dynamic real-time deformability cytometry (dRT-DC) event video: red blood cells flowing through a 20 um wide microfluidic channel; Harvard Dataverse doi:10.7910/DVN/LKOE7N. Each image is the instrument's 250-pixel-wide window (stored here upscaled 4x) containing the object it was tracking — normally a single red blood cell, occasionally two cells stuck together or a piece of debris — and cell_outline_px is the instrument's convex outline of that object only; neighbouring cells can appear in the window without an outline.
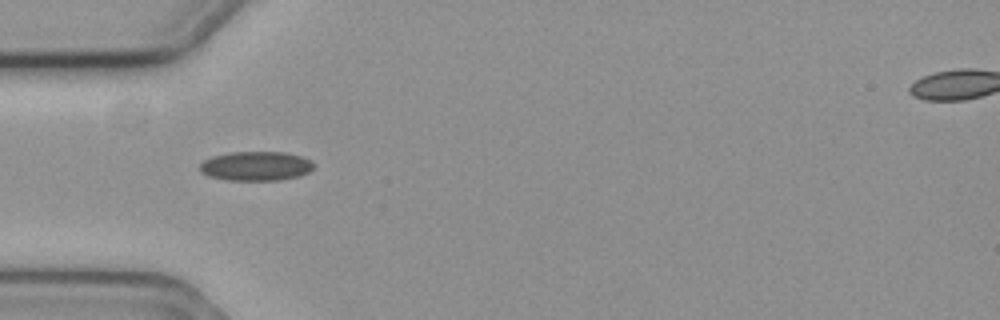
{"species": "common noctule bat (a hibernating species)", "species_latin": "Nyctalus noctula", "temperature_condition": "cold", "stored_images_in_passage": 27, "camera_frame_rate_fps": 3000, "um_per_image_px": 0.085, "animal": {"sex": "female", "body_mass_g": 19.3, "forearm_length_mm": 54.1}, "frame": {"image": 1, "passage_image": 1, "time_ms": 0.0, "image_size_px": [1000, 320], "cell_outline_px": [[312, 168], [308, 172], [300, 176], [280, 180], [228, 180], [208, 176], [200, 172], [200, 164], [204, 160], [212, 156], [232, 152], [284, 152], [300, 156], [312, 160]], "centroid_in_image_um": [21.74, 14.12], "position_along_channel_um": 63.3, "area_um2": 19.42}}
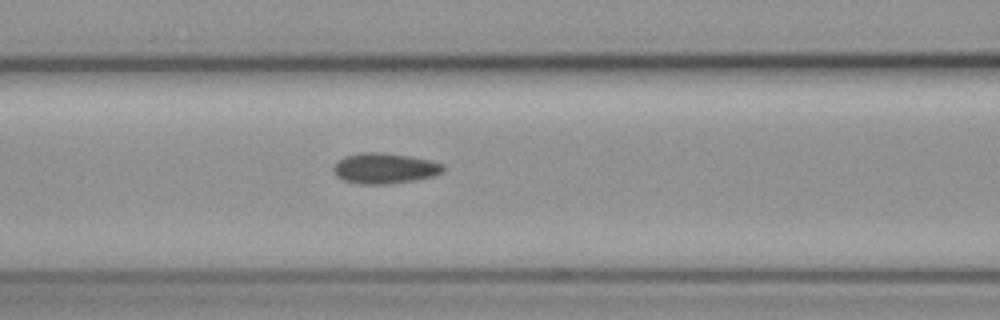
{"frame": {"image": 2, "passage_image": 7, "time_ms": 2.0, "image_size_px": [1000, 320], "cell_outline_px": [[444, 172], [432, 176], [412, 180], [388, 184], [360, 184], [344, 180], [336, 176], [332, 168], [336, 160], [344, 156], [360, 152], [380, 152], [408, 156], [428, 160], [444, 164]], "centroid_in_image_um": [32.64, 14.3], "position_along_channel_um": 134.0, "area_um2": 19.54}}
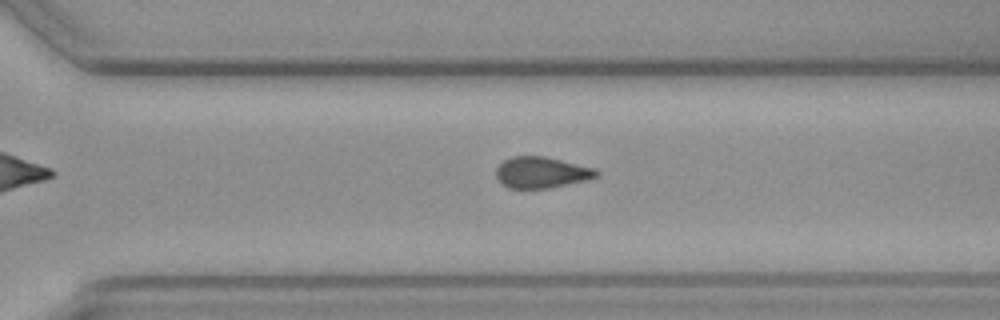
{"frame": {"image": 3, "passage_image": 23, "time_ms": 7.333, "image_size_px": [1000, 320], "cell_outline_px": [[600, 176], [584, 180], [548, 188], [508, 188], [500, 184], [496, 176], [496, 168], [504, 160], [512, 156], [544, 156], [596, 168], [600, 172]], "centroid_in_image_um": [46.01, 14.65], "position_along_channel_um": 324.6, "area_um2": 18.26}, "authors_computed_cell_mechanics": {"area_um2": 18.8428, "velocity_mm_per_s": 3.5768, "shape_relaxation_time_tau1_ms": null, "shape_relaxation_time_tau2_ms": 5.3318, "deformation_change_tau1": null, "deformation_change_tau2": 0.1065}}